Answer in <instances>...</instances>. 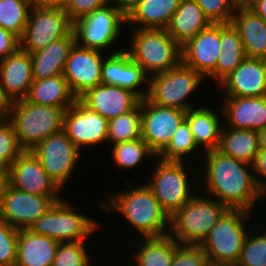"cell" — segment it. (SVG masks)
<instances>
[{
    "label": "cell",
    "mask_w": 266,
    "mask_h": 266,
    "mask_svg": "<svg viewBox=\"0 0 266 266\" xmlns=\"http://www.w3.org/2000/svg\"><path fill=\"white\" fill-rule=\"evenodd\" d=\"M206 167L203 178L206 195L215 198L228 209L251 212L253 205L261 202L252 165L222 154L219 150L205 152ZM250 167V169H249ZM208 193V194H207Z\"/></svg>",
    "instance_id": "cell-1"
},
{
    "label": "cell",
    "mask_w": 266,
    "mask_h": 266,
    "mask_svg": "<svg viewBox=\"0 0 266 266\" xmlns=\"http://www.w3.org/2000/svg\"><path fill=\"white\" fill-rule=\"evenodd\" d=\"M124 191H117L109 195L104 202H100L102 210L108 209L122 214L141 235L140 238L169 234L170 217L146 183Z\"/></svg>",
    "instance_id": "cell-2"
},
{
    "label": "cell",
    "mask_w": 266,
    "mask_h": 266,
    "mask_svg": "<svg viewBox=\"0 0 266 266\" xmlns=\"http://www.w3.org/2000/svg\"><path fill=\"white\" fill-rule=\"evenodd\" d=\"M131 32L130 49H125L149 77L164 73L182 62L181 45L166 29H138ZM152 73V74H151Z\"/></svg>",
    "instance_id": "cell-3"
},
{
    "label": "cell",
    "mask_w": 266,
    "mask_h": 266,
    "mask_svg": "<svg viewBox=\"0 0 266 266\" xmlns=\"http://www.w3.org/2000/svg\"><path fill=\"white\" fill-rule=\"evenodd\" d=\"M195 194L172 217L169 235L179 244L201 245L228 209L210 196Z\"/></svg>",
    "instance_id": "cell-4"
},
{
    "label": "cell",
    "mask_w": 266,
    "mask_h": 266,
    "mask_svg": "<svg viewBox=\"0 0 266 266\" xmlns=\"http://www.w3.org/2000/svg\"><path fill=\"white\" fill-rule=\"evenodd\" d=\"M64 112L62 108L38 105L25 99L14 102L9 121L21 148L32 150L50 135L59 132Z\"/></svg>",
    "instance_id": "cell-5"
},
{
    "label": "cell",
    "mask_w": 266,
    "mask_h": 266,
    "mask_svg": "<svg viewBox=\"0 0 266 266\" xmlns=\"http://www.w3.org/2000/svg\"><path fill=\"white\" fill-rule=\"evenodd\" d=\"M251 212L227 209L200 245L209 262L236 265L248 234L247 219ZM246 225H245V224Z\"/></svg>",
    "instance_id": "cell-6"
},
{
    "label": "cell",
    "mask_w": 266,
    "mask_h": 266,
    "mask_svg": "<svg viewBox=\"0 0 266 266\" xmlns=\"http://www.w3.org/2000/svg\"><path fill=\"white\" fill-rule=\"evenodd\" d=\"M63 198L57 201L44 215L30 227L33 233L51 237L59 243L84 241L98 230L99 224L94 219L78 212Z\"/></svg>",
    "instance_id": "cell-7"
},
{
    "label": "cell",
    "mask_w": 266,
    "mask_h": 266,
    "mask_svg": "<svg viewBox=\"0 0 266 266\" xmlns=\"http://www.w3.org/2000/svg\"><path fill=\"white\" fill-rule=\"evenodd\" d=\"M205 78L182 62L164 73L148 77L146 99L150 103L188 111L195 108L188 100Z\"/></svg>",
    "instance_id": "cell-8"
},
{
    "label": "cell",
    "mask_w": 266,
    "mask_h": 266,
    "mask_svg": "<svg viewBox=\"0 0 266 266\" xmlns=\"http://www.w3.org/2000/svg\"><path fill=\"white\" fill-rule=\"evenodd\" d=\"M125 23L126 17L113 5L98 8L73 23L76 43L93 50H108L123 35Z\"/></svg>",
    "instance_id": "cell-9"
},
{
    "label": "cell",
    "mask_w": 266,
    "mask_h": 266,
    "mask_svg": "<svg viewBox=\"0 0 266 266\" xmlns=\"http://www.w3.org/2000/svg\"><path fill=\"white\" fill-rule=\"evenodd\" d=\"M154 168L152 179L146 185L152 190L162 209L172 217L195 194L184 162L159 159ZM189 178V179H188Z\"/></svg>",
    "instance_id": "cell-10"
},
{
    "label": "cell",
    "mask_w": 266,
    "mask_h": 266,
    "mask_svg": "<svg viewBox=\"0 0 266 266\" xmlns=\"http://www.w3.org/2000/svg\"><path fill=\"white\" fill-rule=\"evenodd\" d=\"M72 30L73 23L65 10L33 4L20 37V48L30 54L34 53L67 36Z\"/></svg>",
    "instance_id": "cell-11"
},
{
    "label": "cell",
    "mask_w": 266,
    "mask_h": 266,
    "mask_svg": "<svg viewBox=\"0 0 266 266\" xmlns=\"http://www.w3.org/2000/svg\"><path fill=\"white\" fill-rule=\"evenodd\" d=\"M31 151L41 161L50 179L60 190L70 177H73L71 175L81 156L80 150L63 129L50 135Z\"/></svg>",
    "instance_id": "cell-12"
},
{
    "label": "cell",
    "mask_w": 266,
    "mask_h": 266,
    "mask_svg": "<svg viewBox=\"0 0 266 266\" xmlns=\"http://www.w3.org/2000/svg\"><path fill=\"white\" fill-rule=\"evenodd\" d=\"M185 117L184 110L159 106L144 98L142 99L141 138L158 156L167 147Z\"/></svg>",
    "instance_id": "cell-13"
},
{
    "label": "cell",
    "mask_w": 266,
    "mask_h": 266,
    "mask_svg": "<svg viewBox=\"0 0 266 266\" xmlns=\"http://www.w3.org/2000/svg\"><path fill=\"white\" fill-rule=\"evenodd\" d=\"M62 197L40 196L6 186L0 206V218L18 230L29 227Z\"/></svg>",
    "instance_id": "cell-14"
},
{
    "label": "cell",
    "mask_w": 266,
    "mask_h": 266,
    "mask_svg": "<svg viewBox=\"0 0 266 266\" xmlns=\"http://www.w3.org/2000/svg\"><path fill=\"white\" fill-rule=\"evenodd\" d=\"M62 129L81 151L85 146H96L107 141L108 120L88 109L77 99L64 112Z\"/></svg>",
    "instance_id": "cell-15"
},
{
    "label": "cell",
    "mask_w": 266,
    "mask_h": 266,
    "mask_svg": "<svg viewBox=\"0 0 266 266\" xmlns=\"http://www.w3.org/2000/svg\"><path fill=\"white\" fill-rule=\"evenodd\" d=\"M101 53L99 50L81 47L77 43L72 47L62 75L77 99L102 83L101 71L105 58Z\"/></svg>",
    "instance_id": "cell-16"
},
{
    "label": "cell",
    "mask_w": 266,
    "mask_h": 266,
    "mask_svg": "<svg viewBox=\"0 0 266 266\" xmlns=\"http://www.w3.org/2000/svg\"><path fill=\"white\" fill-rule=\"evenodd\" d=\"M8 184L20 191L48 197H61L41 161L31 150H24L8 167ZM59 193V194H58Z\"/></svg>",
    "instance_id": "cell-17"
},
{
    "label": "cell",
    "mask_w": 266,
    "mask_h": 266,
    "mask_svg": "<svg viewBox=\"0 0 266 266\" xmlns=\"http://www.w3.org/2000/svg\"><path fill=\"white\" fill-rule=\"evenodd\" d=\"M220 45V23H212L181 46L182 63L206 79L215 70Z\"/></svg>",
    "instance_id": "cell-18"
},
{
    "label": "cell",
    "mask_w": 266,
    "mask_h": 266,
    "mask_svg": "<svg viewBox=\"0 0 266 266\" xmlns=\"http://www.w3.org/2000/svg\"><path fill=\"white\" fill-rule=\"evenodd\" d=\"M78 100L109 121L133 110L141 98L129 89L101 83L86 91Z\"/></svg>",
    "instance_id": "cell-19"
},
{
    "label": "cell",
    "mask_w": 266,
    "mask_h": 266,
    "mask_svg": "<svg viewBox=\"0 0 266 266\" xmlns=\"http://www.w3.org/2000/svg\"><path fill=\"white\" fill-rule=\"evenodd\" d=\"M222 86V87H221ZM224 97H262L266 88V59L246 57L221 83Z\"/></svg>",
    "instance_id": "cell-20"
},
{
    "label": "cell",
    "mask_w": 266,
    "mask_h": 266,
    "mask_svg": "<svg viewBox=\"0 0 266 266\" xmlns=\"http://www.w3.org/2000/svg\"><path fill=\"white\" fill-rule=\"evenodd\" d=\"M225 100V101H224ZM221 114L227 127L261 131L266 127V97H226Z\"/></svg>",
    "instance_id": "cell-21"
},
{
    "label": "cell",
    "mask_w": 266,
    "mask_h": 266,
    "mask_svg": "<svg viewBox=\"0 0 266 266\" xmlns=\"http://www.w3.org/2000/svg\"><path fill=\"white\" fill-rule=\"evenodd\" d=\"M0 81L13 102L25 99L34 81L30 53L19 48L0 60Z\"/></svg>",
    "instance_id": "cell-22"
},
{
    "label": "cell",
    "mask_w": 266,
    "mask_h": 266,
    "mask_svg": "<svg viewBox=\"0 0 266 266\" xmlns=\"http://www.w3.org/2000/svg\"><path fill=\"white\" fill-rule=\"evenodd\" d=\"M231 23L239 32L246 57L266 59V20L247 6H238Z\"/></svg>",
    "instance_id": "cell-23"
},
{
    "label": "cell",
    "mask_w": 266,
    "mask_h": 266,
    "mask_svg": "<svg viewBox=\"0 0 266 266\" xmlns=\"http://www.w3.org/2000/svg\"><path fill=\"white\" fill-rule=\"evenodd\" d=\"M76 38L72 30L67 36L53 41L48 46L31 53L33 80H42L62 75L64 66Z\"/></svg>",
    "instance_id": "cell-24"
},
{
    "label": "cell",
    "mask_w": 266,
    "mask_h": 266,
    "mask_svg": "<svg viewBox=\"0 0 266 266\" xmlns=\"http://www.w3.org/2000/svg\"><path fill=\"white\" fill-rule=\"evenodd\" d=\"M59 242L29 229L18 232L14 266H52Z\"/></svg>",
    "instance_id": "cell-25"
},
{
    "label": "cell",
    "mask_w": 266,
    "mask_h": 266,
    "mask_svg": "<svg viewBox=\"0 0 266 266\" xmlns=\"http://www.w3.org/2000/svg\"><path fill=\"white\" fill-rule=\"evenodd\" d=\"M211 24L195 0H181L166 30L182 46Z\"/></svg>",
    "instance_id": "cell-26"
},
{
    "label": "cell",
    "mask_w": 266,
    "mask_h": 266,
    "mask_svg": "<svg viewBox=\"0 0 266 266\" xmlns=\"http://www.w3.org/2000/svg\"><path fill=\"white\" fill-rule=\"evenodd\" d=\"M220 43L215 70L208 76L219 84L246 58L239 32L232 23H220Z\"/></svg>",
    "instance_id": "cell-27"
},
{
    "label": "cell",
    "mask_w": 266,
    "mask_h": 266,
    "mask_svg": "<svg viewBox=\"0 0 266 266\" xmlns=\"http://www.w3.org/2000/svg\"><path fill=\"white\" fill-rule=\"evenodd\" d=\"M181 0H140L138 5L126 17V23L132 28L166 29L179 7Z\"/></svg>",
    "instance_id": "cell-28"
},
{
    "label": "cell",
    "mask_w": 266,
    "mask_h": 266,
    "mask_svg": "<svg viewBox=\"0 0 266 266\" xmlns=\"http://www.w3.org/2000/svg\"><path fill=\"white\" fill-rule=\"evenodd\" d=\"M25 100L38 105L54 106L66 111L77 98L71 92L63 75L34 80Z\"/></svg>",
    "instance_id": "cell-29"
},
{
    "label": "cell",
    "mask_w": 266,
    "mask_h": 266,
    "mask_svg": "<svg viewBox=\"0 0 266 266\" xmlns=\"http://www.w3.org/2000/svg\"><path fill=\"white\" fill-rule=\"evenodd\" d=\"M185 120L197 147L204 146L206 152L218 148L223 127L217 112L206 107H195L186 111Z\"/></svg>",
    "instance_id": "cell-30"
},
{
    "label": "cell",
    "mask_w": 266,
    "mask_h": 266,
    "mask_svg": "<svg viewBox=\"0 0 266 266\" xmlns=\"http://www.w3.org/2000/svg\"><path fill=\"white\" fill-rule=\"evenodd\" d=\"M217 150L224 155L252 165L259 151L257 132L224 126Z\"/></svg>",
    "instance_id": "cell-31"
},
{
    "label": "cell",
    "mask_w": 266,
    "mask_h": 266,
    "mask_svg": "<svg viewBox=\"0 0 266 266\" xmlns=\"http://www.w3.org/2000/svg\"><path fill=\"white\" fill-rule=\"evenodd\" d=\"M139 243V249L133 254L136 266H171L179 244L169 234L143 238Z\"/></svg>",
    "instance_id": "cell-32"
},
{
    "label": "cell",
    "mask_w": 266,
    "mask_h": 266,
    "mask_svg": "<svg viewBox=\"0 0 266 266\" xmlns=\"http://www.w3.org/2000/svg\"><path fill=\"white\" fill-rule=\"evenodd\" d=\"M142 99L131 111L108 121L107 142L111 145L141 137Z\"/></svg>",
    "instance_id": "cell-33"
},
{
    "label": "cell",
    "mask_w": 266,
    "mask_h": 266,
    "mask_svg": "<svg viewBox=\"0 0 266 266\" xmlns=\"http://www.w3.org/2000/svg\"><path fill=\"white\" fill-rule=\"evenodd\" d=\"M32 5L30 0H0V27L20 38Z\"/></svg>",
    "instance_id": "cell-34"
},
{
    "label": "cell",
    "mask_w": 266,
    "mask_h": 266,
    "mask_svg": "<svg viewBox=\"0 0 266 266\" xmlns=\"http://www.w3.org/2000/svg\"><path fill=\"white\" fill-rule=\"evenodd\" d=\"M112 158L118 168L132 169L137 167L145 157H157L140 137L136 140L125 141L112 145Z\"/></svg>",
    "instance_id": "cell-35"
},
{
    "label": "cell",
    "mask_w": 266,
    "mask_h": 266,
    "mask_svg": "<svg viewBox=\"0 0 266 266\" xmlns=\"http://www.w3.org/2000/svg\"><path fill=\"white\" fill-rule=\"evenodd\" d=\"M196 148L198 147L189 124L184 120L173 134L167 147L155 159L183 162L185 156L193 154Z\"/></svg>",
    "instance_id": "cell-36"
},
{
    "label": "cell",
    "mask_w": 266,
    "mask_h": 266,
    "mask_svg": "<svg viewBox=\"0 0 266 266\" xmlns=\"http://www.w3.org/2000/svg\"><path fill=\"white\" fill-rule=\"evenodd\" d=\"M235 266H266V231L262 229L257 233L255 230L248 232Z\"/></svg>",
    "instance_id": "cell-37"
},
{
    "label": "cell",
    "mask_w": 266,
    "mask_h": 266,
    "mask_svg": "<svg viewBox=\"0 0 266 266\" xmlns=\"http://www.w3.org/2000/svg\"><path fill=\"white\" fill-rule=\"evenodd\" d=\"M23 151L12 123L0 120V169L7 171Z\"/></svg>",
    "instance_id": "cell-38"
},
{
    "label": "cell",
    "mask_w": 266,
    "mask_h": 266,
    "mask_svg": "<svg viewBox=\"0 0 266 266\" xmlns=\"http://www.w3.org/2000/svg\"><path fill=\"white\" fill-rule=\"evenodd\" d=\"M84 241L59 243L52 266H90Z\"/></svg>",
    "instance_id": "cell-39"
},
{
    "label": "cell",
    "mask_w": 266,
    "mask_h": 266,
    "mask_svg": "<svg viewBox=\"0 0 266 266\" xmlns=\"http://www.w3.org/2000/svg\"><path fill=\"white\" fill-rule=\"evenodd\" d=\"M145 82L148 83V76L143 69L131 59L130 54L125 49L122 50L121 87L133 91L141 99H144L148 89L138 88Z\"/></svg>",
    "instance_id": "cell-40"
},
{
    "label": "cell",
    "mask_w": 266,
    "mask_h": 266,
    "mask_svg": "<svg viewBox=\"0 0 266 266\" xmlns=\"http://www.w3.org/2000/svg\"><path fill=\"white\" fill-rule=\"evenodd\" d=\"M211 23H231L238 5L234 0H195Z\"/></svg>",
    "instance_id": "cell-41"
},
{
    "label": "cell",
    "mask_w": 266,
    "mask_h": 266,
    "mask_svg": "<svg viewBox=\"0 0 266 266\" xmlns=\"http://www.w3.org/2000/svg\"><path fill=\"white\" fill-rule=\"evenodd\" d=\"M19 230L0 218V266H14Z\"/></svg>",
    "instance_id": "cell-42"
},
{
    "label": "cell",
    "mask_w": 266,
    "mask_h": 266,
    "mask_svg": "<svg viewBox=\"0 0 266 266\" xmlns=\"http://www.w3.org/2000/svg\"><path fill=\"white\" fill-rule=\"evenodd\" d=\"M208 263L200 245L178 244L171 266H206Z\"/></svg>",
    "instance_id": "cell-43"
},
{
    "label": "cell",
    "mask_w": 266,
    "mask_h": 266,
    "mask_svg": "<svg viewBox=\"0 0 266 266\" xmlns=\"http://www.w3.org/2000/svg\"><path fill=\"white\" fill-rule=\"evenodd\" d=\"M122 50H115L114 53L110 52L105 56V60L102 65L101 80L103 84L116 85L121 87L122 76Z\"/></svg>",
    "instance_id": "cell-44"
},
{
    "label": "cell",
    "mask_w": 266,
    "mask_h": 266,
    "mask_svg": "<svg viewBox=\"0 0 266 266\" xmlns=\"http://www.w3.org/2000/svg\"><path fill=\"white\" fill-rule=\"evenodd\" d=\"M111 4L110 0H71L66 8L69 20L74 23L94 10Z\"/></svg>",
    "instance_id": "cell-45"
},
{
    "label": "cell",
    "mask_w": 266,
    "mask_h": 266,
    "mask_svg": "<svg viewBox=\"0 0 266 266\" xmlns=\"http://www.w3.org/2000/svg\"><path fill=\"white\" fill-rule=\"evenodd\" d=\"M258 190L261 195L266 194V152L259 150L252 164V170ZM258 174V175H257ZM265 178V179H264Z\"/></svg>",
    "instance_id": "cell-46"
},
{
    "label": "cell",
    "mask_w": 266,
    "mask_h": 266,
    "mask_svg": "<svg viewBox=\"0 0 266 266\" xmlns=\"http://www.w3.org/2000/svg\"><path fill=\"white\" fill-rule=\"evenodd\" d=\"M20 48V38L11 31L0 27V60Z\"/></svg>",
    "instance_id": "cell-47"
},
{
    "label": "cell",
    "mask_w": 266,
    "mask_h": 266,
    "mask_svg": "<svg viewBox=\"0 0 266 266\" xmlns=\"http://www.w3.org/2000/svg\"><path fill=\"white\" fill-rule=\"evenodd\" d=\"M13 104L14 102L7 95L4 86L0 81V120H9Z\"/></svg>",
    "instance_id": "cell-48"
},
{
    "label": "cell",
    "mask_w": 266,
    "mask_h": 266,
    "mask_svg": "<svg viewBox=\"0 0 266 266\" xmlns=\"http://www.w3.org/2000/svg\"><path fill=\"white\" fill-rule=\"evenodd\" d=\"M140 0H110L112 5L118 9L125 17L138 5Z\"/></svg>",
    "instance_id": "cell-49"
},
{
    "label": "cell",
    "mask_w": 266,
    "mask_h": 266,
    "mask_svg": "<svg viewBox=\"0 0 266 266\" xmlns=\"http://www.w3.org/2000/svg\"><path fill=\"white\" fill-rule=\"evenodd\" d=\"M246 6L257 16L266 20V0H251Z\"/></svg>",
    "instance_id": "cell-50"
},
{
    "label": "cell",
    "mask_w": 266,
    "mask_h": 266,
    "mask_svg": "<svg viewBox=\"0 0 266 266\" xmlns=\"http://www.w3.org/2000/svg\"><path fill=\"white\" fill-rule=\"evenodd\" d=\"M71 0H38L35 4L48 7L66 10L67 6L70 4Z\"/></svg>",
    "instance_id": "cell-51"
},
{
    "label": "cell",
    "mask_w": 266,
    "mask_h": 266,
    "mask_svg": "<svg viewBox=\"0 0 266 266\" xmlns=\"http://www.w3.org/2000/svg\"><path fill=\"white\" fill-rule=\"evenodd\" d=\"M8 185V175L7 171L0 169V206L4 194V190Z\"/></svg>",
    "instance_id": "cell-52"
},
{
    "label": "cell",
    "mask_w": 266,
    "mask_h": 266,
    "mask_svg": "<svg viewBox=\"0 0 266 266\" xmlns=\"http://www.w3.org/2000/svg\"><path fill=\"white\" fill-rule=\"evenodd\" d=\"M257 135H258L259 150L266 152V127L263 130L258 131Z\"/></svg>",
    "instance_id": "cell-53"
},
{
    "label": "cell",
    "mask_w": 266,
    "mask_h": 266,
    "mask_svg": "<svg viewBox=\"0 0 266 266\" xmlns=\"http://www.w3.org/2000/svg\"><path fill=\"white\" fill-rule=\"evenodd\" d=\"M238 6H246L251 0H234Z\"/></svg>",
    "instance_id": "cell-54"
},
{
    "label": "cell",
    "mask_w": 266,
    "mask_h": 266,
    "mask_svg": "<svg viewBox=\"0 0 266 266\" xmlns=\"http://www.w3.org/2000/svg\"><path fill=\"white\" fill-rule=\"evenodd\" d=\"M206 266H234V265L209 262Z\"/></svg>",
    "instance_id": "cell-55"
},
{
    "label": "cell",
    "mask_w": 266,
    "mask_h": 266,
    "mask_svg": "<svg viewBox=\"0 0 266 266\" xmlns=\"http://www.w3.org/2000/svg\"><path fill=\"white\" fill-rule=\"evenodd\" d=\"M33 4H35L38 0H30Z\"/></svg>",
    "instance_id": "cell-56"
}]
</instances>
